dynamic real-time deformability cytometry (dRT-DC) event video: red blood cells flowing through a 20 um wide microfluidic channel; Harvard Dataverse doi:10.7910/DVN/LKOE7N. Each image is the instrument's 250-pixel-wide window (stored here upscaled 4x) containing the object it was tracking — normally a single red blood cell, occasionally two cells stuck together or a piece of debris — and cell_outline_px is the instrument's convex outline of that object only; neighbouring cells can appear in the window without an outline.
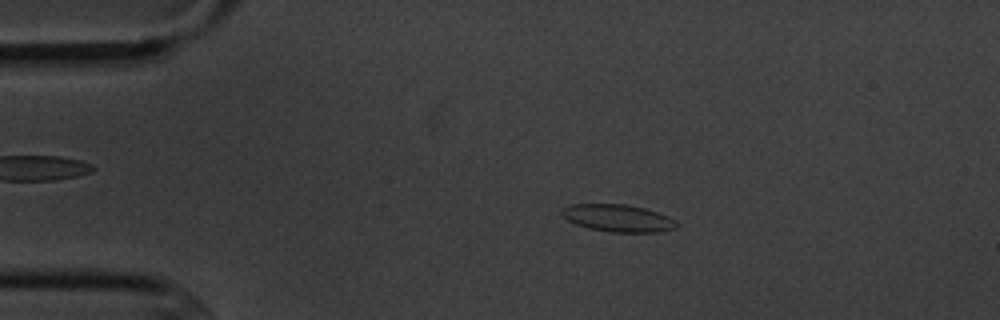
{"species": "common noctule bat (a hibernating species)", "species_latin": "Nyctalus noctula", "temperature_condition": "cold", "stored_images_in_passage": 5, "camera_frame_rate_fps": 3000, "um_per_image_px": 0.085, "animal": {"sex": "male", "body_mass_g": 20.1, "forearm_length_mm": 53.5}, "frame": {"image": 1, "passage_image": 3, "time_ms": 2.0, "image_size_px": [1000, 320], "cell_outline_px": [[676, 228], [660, 232], [612, 232], [588, 228], [576, 224], [568, 220], [560, 212], [564, 208], [572, 204], [628, 204], [644, 208], [668, 216], [676, 220]], "centroid_in_image_um": [52.54, 18.54], "position_along_channel_um": 32.5, "area_um2": 18.15}}
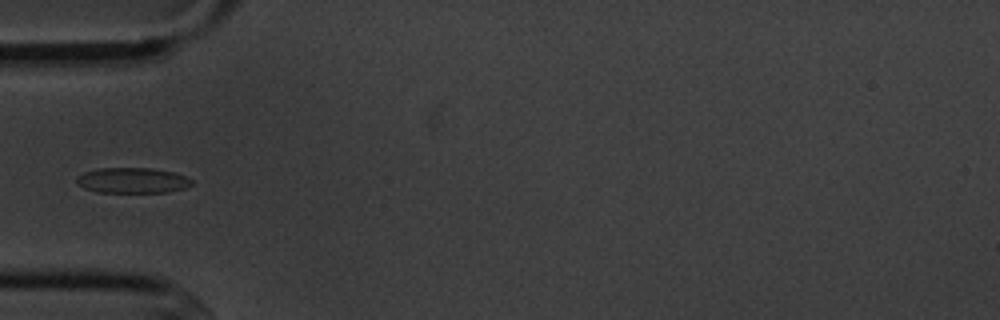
{"frame": {"image": 2, "passage_image": 5, "time_ms": 4.333, "image_size_px": [1000, 320], "cell_outline_px": [[192, 184], [184, 188], [168, 192], [96, 192], [84, 188], [76, 184], [76, 176], [84, 172], [100, 168], [152, 168], [172, 172], [184, 176], [192, 180]], "centroid_in_image_um": [11.21, 15.33], "position_along_channel_um": 73.8, "area_um2": 17.05}}